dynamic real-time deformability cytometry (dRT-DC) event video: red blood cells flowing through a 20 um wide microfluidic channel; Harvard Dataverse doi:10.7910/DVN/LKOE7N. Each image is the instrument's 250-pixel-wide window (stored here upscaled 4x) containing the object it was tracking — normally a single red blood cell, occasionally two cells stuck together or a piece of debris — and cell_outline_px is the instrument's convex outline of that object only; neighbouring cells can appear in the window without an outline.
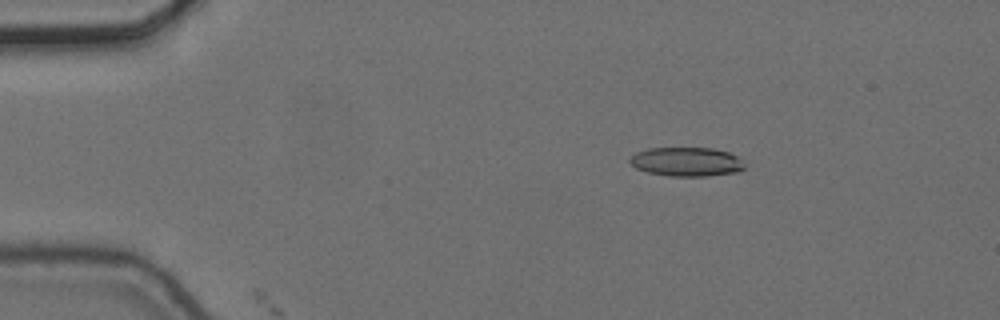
{"species": "common noctule bat (a hibernating species)", "species_latin": "Nyctalus noctula", "temperature_condition": "cold", "stored_images_in_passage": 5, "segment_of_instrument_passage": [1, 2], "camera_frame_rate_fps": 3000, "um_per_image_px": 0.085, "animal": {"sex": "female", "body_mass_g": 24.6, "forearm_length_mm": 56.2}, "frame": {"image": 1, "passage_image": 2, "time_ms": 0.333, "image_size_px": [1000, 320], "cell_outline_px": [[744, 168], [740, 172], [708, 176], [672, 176], [648, 172], [636, 168], [628, 160], [636, 152], [648, 148], [712, 148], [728, 152], [736, 156], [744, 164]], "centroid_in_image_um": [58.36, 13.75], "position_along_channel_um": 26.6, "area_um2": 19.36}}